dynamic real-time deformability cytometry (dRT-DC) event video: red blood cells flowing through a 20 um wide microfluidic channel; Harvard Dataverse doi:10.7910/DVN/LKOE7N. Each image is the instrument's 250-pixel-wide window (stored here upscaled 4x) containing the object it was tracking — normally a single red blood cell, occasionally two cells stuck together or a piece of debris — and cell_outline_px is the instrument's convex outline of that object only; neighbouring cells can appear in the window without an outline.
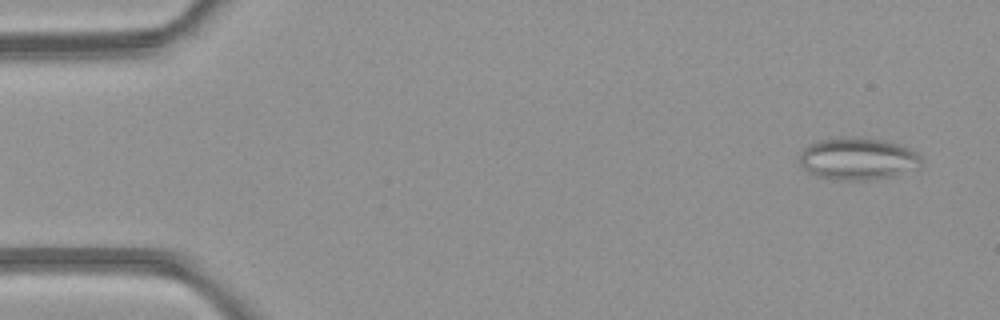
{"species": "common noctule bat (a hibernating species)", "species_latin": "Nyctalus noctula", "temperature_condition": "room temperature", "stored_images_in_passage": 4, "camera_frame_rate_fps": 3000, "um_per_image_px": 0.085, "animal": {"sex": "female", "body_mass_g": 21.9}, "frame": {"image": 1, "passage_image": 1, "time_ms": 0.0, "image_size_px": [1000, 320], "cell_outline_px": [[924, 160], [920, 168], [896, 176], [868, 180], [844, 180], [820, 176], [808, 172], [800, 164], [800, 152], [808, 144], [820, 140], [844, 136], [864, 136], [884, 140], [900, 144], [916, 152]], "centroid_in_image_um": [72.97, 13.47], "position_along_channel_um": 12.0, "area_um2": 30.52}}
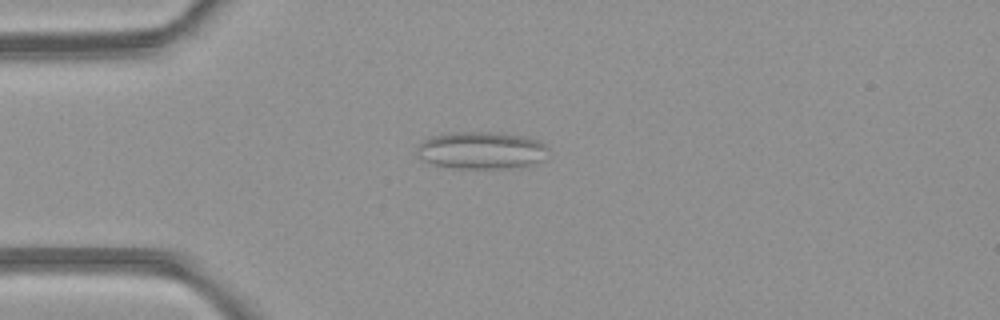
{"frame": {"image": 2, "passage_image": 4, "time_ms": 3.333, "image_size_px": [1000, 320], "cell_outline_px": [[548, 160], [512, 168], [456, 168], [432, 164], [416, 156], [416, 148], [424, 140], [436, 136], [464, 132], [488, 132], [528, 136], [544, 144], [548, 148]], "centroid_in_image_um": [40.98, 12.79], "position_along_channel_um": 44.0, "area_um2": 28.5}}